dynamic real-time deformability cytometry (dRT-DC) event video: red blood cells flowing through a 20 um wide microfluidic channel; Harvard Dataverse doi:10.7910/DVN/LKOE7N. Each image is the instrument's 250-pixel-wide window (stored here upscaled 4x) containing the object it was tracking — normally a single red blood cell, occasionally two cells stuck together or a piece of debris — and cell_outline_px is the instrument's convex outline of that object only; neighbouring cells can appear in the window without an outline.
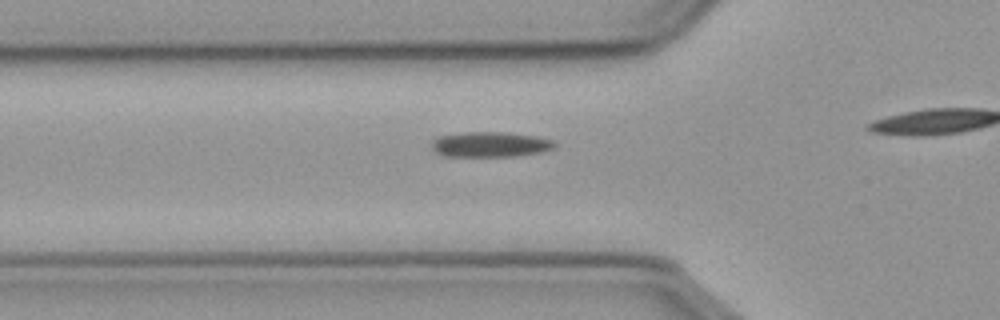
{"species": "common noctule bat (a hibernating species)", "species_latin": "Nyctalus noctula", "temperature_condition": "cold", "stored_images_in_passage": 11, "camera_frame_rate_fps": 3000, "um_per_image_px": 0.085, "animal": {"sex": "male", "body_mass_g": 23.1, "forearm_length_mm": 52.7}, "frame": {"image": 1, "passage_image": 2, "time_ms": 0.333, "image_size_px": [1000, 320], "cell_outline_px": [[556, 144], [552, 148], [540, 152], [512, 156], [444, 156], [436, 152], [432, 148], [432, 144], [440, 136], [464, 132], [504, 132], [536, 136], [552, 140]], "centroid_in_image_um": [41.67, 12.27], "position_along_channel_um": 84.1, "area_um2": 17.74}}